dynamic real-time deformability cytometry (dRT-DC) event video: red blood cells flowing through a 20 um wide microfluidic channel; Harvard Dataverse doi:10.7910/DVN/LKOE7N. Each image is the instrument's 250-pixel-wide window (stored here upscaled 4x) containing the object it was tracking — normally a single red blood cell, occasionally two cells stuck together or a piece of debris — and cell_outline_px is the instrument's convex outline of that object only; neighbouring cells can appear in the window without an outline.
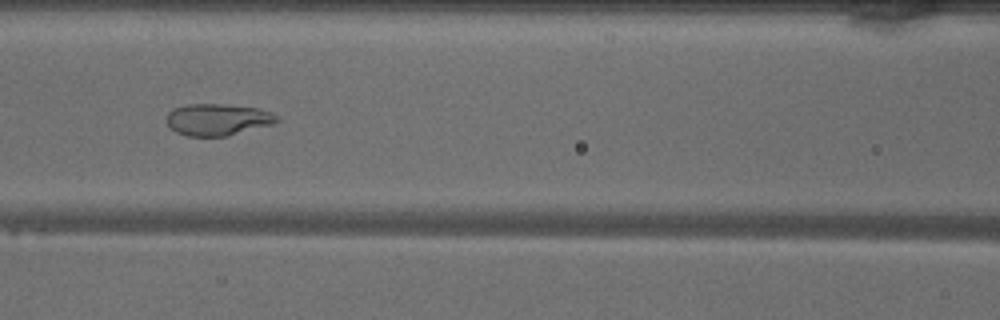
{"species": "common noctule bat (a hibernating species)", "species_latin": "Nyctalus noctula", "temperature_condition": "warm", "stored_images_in_passage": 37, "camera_frame_rate_fps": 3000, "um_per_image_px": 0.085, "animal": {"sex": "male", "body_mass_g": 18.8}, "frame": {"image": 1, "passage_image": 10, "time_ms": 3.0, "image_size_px": [1000, 320], "cell_outline_px": [[280, 120], [276, 124], [228, 136], [188, 136], [176, 132], [168, 124], [168, 112], [172, 108], [188, 104], [224, 104], [260, 108], [272, 112], [280, 116]], "centroid_in_image_um": [18.59, 10.16], "position_along_channel_um": 148.0, "area_um2": 20.75}}
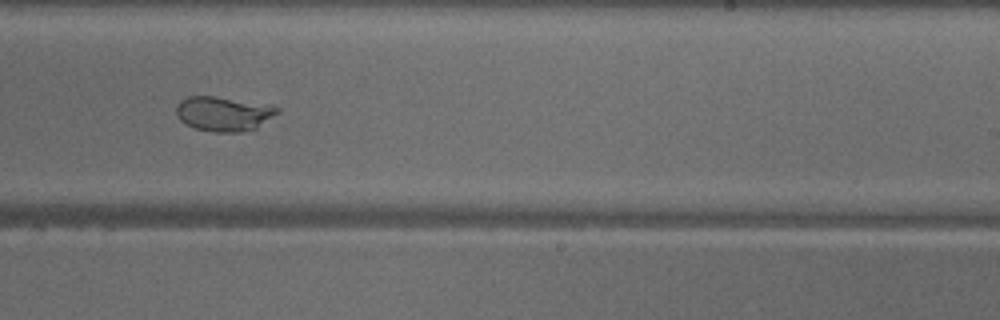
{"frame": {"image": 2, "passage_image": 19, "time_ms": 6.0, "image_size_px": [1000, 320], "cell_outline_px": [[280, 112], [256, 128], [240, 132], [216, 132], [192, 128], [180, 120], [176, 112], [176, 104], [180, 100], [188, 96], [216, 96], [272, 104], [280, 108]], "centroid_in_image_um": [19.03, 9.65], "position_along_channel_um": 270.0, "area_um2": 20.75}}
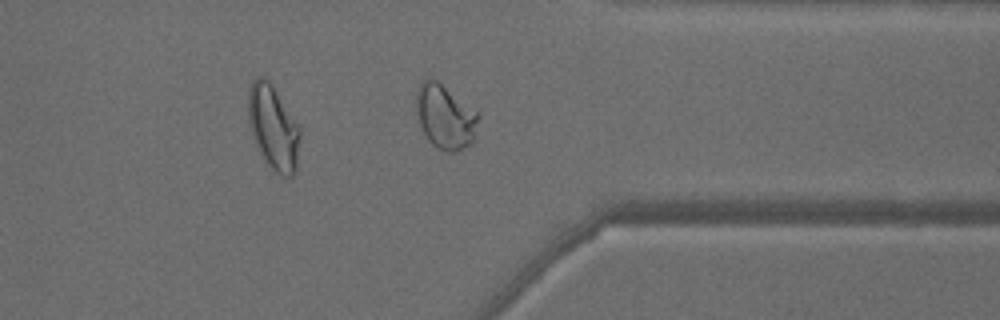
{"frame": {"image": 3, "passage_image": 27, "time_ms": 8.667, "image_size_px": [1000, 320], "cell_outline_px": [[480, 116], [476, 140], [472, 144], [464, 148], [452, 152], [448, 152], [436, 148], [428, 140], [420, 124], [416, 112], [416, 92], [420, 84], [424, 80], [432, 76], [480, 112]], "centroid_in_image_um": [37.89, 9.92], "position_along_channel_um": 373.5, "area_um2": 23.99}, "authors_computed_cell_mechanics": {"area_um2": 22.0796, "velocity_mm_per_s": 4.0761, "shape_relaxation_time_tau1_ms": 6.0275, "shape_relaxation_time_tau2_ms": null, "deformation_change_tau1": 0.1407, "deformation_change_tau2": null}}